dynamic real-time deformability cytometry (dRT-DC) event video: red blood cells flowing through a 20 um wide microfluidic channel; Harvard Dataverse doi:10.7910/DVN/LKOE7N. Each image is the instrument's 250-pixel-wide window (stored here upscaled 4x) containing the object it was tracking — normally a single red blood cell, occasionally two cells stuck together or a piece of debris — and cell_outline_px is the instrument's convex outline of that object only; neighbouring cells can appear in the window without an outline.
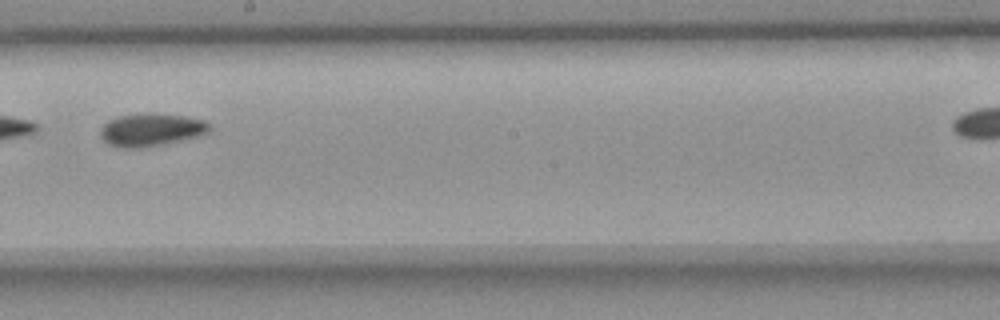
{"species": "common noctule bat (a hibernating species)", "species_latin": "Nyctalus noctula", "temperature_condition": "room temperature", "stored_images_in_passage": 9, "camera_frame_rate_fps": 3000, "um_per_image_px": 0.085, "animal": {"sex": "female", "body_mass_g": 18.4}, "frame": {"image": 1, "passage_image": 7, "time_ms": 7.0, "image_size_px": [1000, 320], "cell_outline_px": [[212, 128], [208, 132], [196, 136], [164, 144], [140, 148], [120, 148], [108, 144], [100, 136], [100, 128], [108, 120], [116, 116], [144, 112], [184, 116], [204, 120]], "centroid_in_image_um": [12.79, 11.02], "position_along_channel_um": 235.4, "area_um2": 20.98}}
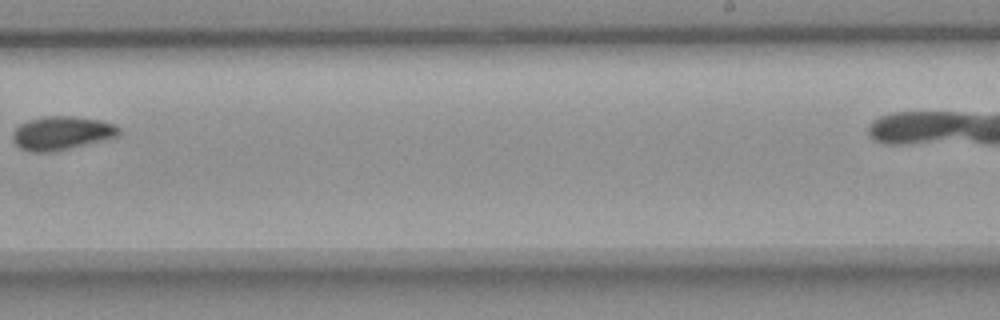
{"frame": {"image": 2, "passage_image": 8, "time_ms": 8.333, "image_size_px": [1000, 320], "cell_outline_px": [[120, 132], [116, 136], [68, 148], [48, 152], [28, 152], [20, 148], [12, 140], [12, 132], [20, 124], [28, 120], [44, 116], [72, 116], [100, 120], [116, 124], [120, 128]], "centroid_in_image_um": [5.19, 11.3], "position_along_channel_um": 283.8, "area_um2": 20.58}}